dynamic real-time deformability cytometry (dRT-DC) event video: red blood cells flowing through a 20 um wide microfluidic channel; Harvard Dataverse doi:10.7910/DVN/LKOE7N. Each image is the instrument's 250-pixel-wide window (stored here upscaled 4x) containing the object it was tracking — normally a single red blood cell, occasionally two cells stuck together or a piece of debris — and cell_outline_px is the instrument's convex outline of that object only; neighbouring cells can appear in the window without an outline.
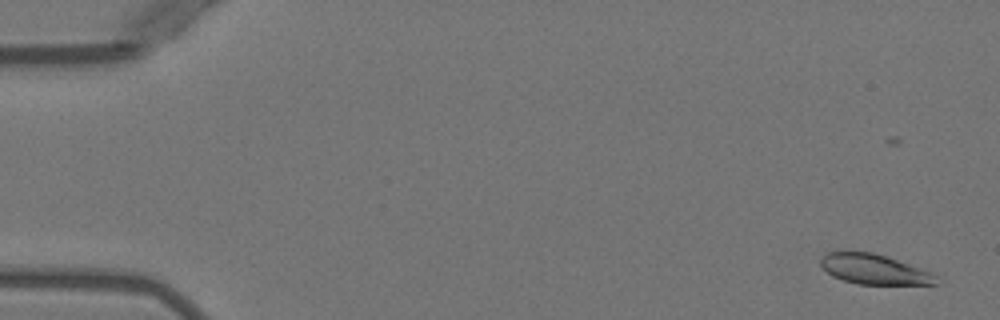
{"species": "Egyptian fruit bat (a non-hibernating species)", "species_latin": "Rousettus aegyptiacus", "temperature_condition": "warm", "stored_images_in_passage": 5, "segment_of_instrument_passage": [2, 2], "camera_frame_rate_fps": 3000, "um_per_image_px": 0.085, "animal": {"sex": "female"}, "frame": {"image": 1, "passage_image": 5, "time_ms": 5.667, "image_size_px": [1000, 320], "cell_outline_px": [[940, 284], [856, 284], [832, 276], [820, 264], [820, 260], [828, 252], [872, 252], [896, 260], [928, 272], [936, 276]], "centroid_in_image_um": [74.27, 22.9], "position_along_channel_um": 10.7, "area_um2": 19.59}}